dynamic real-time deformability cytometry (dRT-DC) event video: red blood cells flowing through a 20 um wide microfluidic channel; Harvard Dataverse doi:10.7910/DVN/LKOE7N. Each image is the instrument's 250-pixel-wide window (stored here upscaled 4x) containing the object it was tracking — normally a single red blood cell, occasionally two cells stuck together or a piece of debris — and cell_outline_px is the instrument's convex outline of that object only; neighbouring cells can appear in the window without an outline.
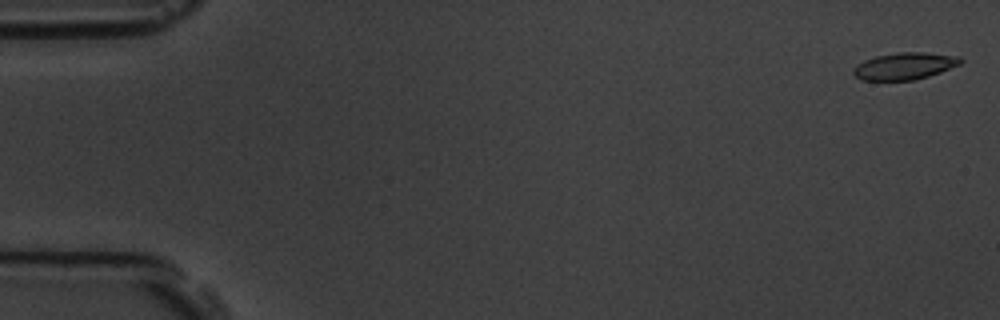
{"species": "common noctule bat (a hibernating species)", "species_latin": "Nyctalus noctula", "temperature_condition": "room temperature", "stored_images_in_passage": 6, "camera_frame_rate_fps": 3000, "um_per_image_px": 0.085, "animal": {"sex": "male", "body_mass_g": 19.5, "forearm_length_mm": 54.6}, "frame": {"image": 1, "passage_image": 1, "time_ms": 0.0, "image_size_px": [1000, 320], "cell_outline_px": [[964, 60], [960, 64], [940, 72], [928, 76], [912, 80], [860, 80], [852, 72], [852, 68], [856, 64], [864, 60], [876, 56], [900, 52], [924, 52], [960, 56]], "centroid_in_image_um": [76.88, 5.61], "position_along_channel_um": 8.1, "area_um2": 16.88}}
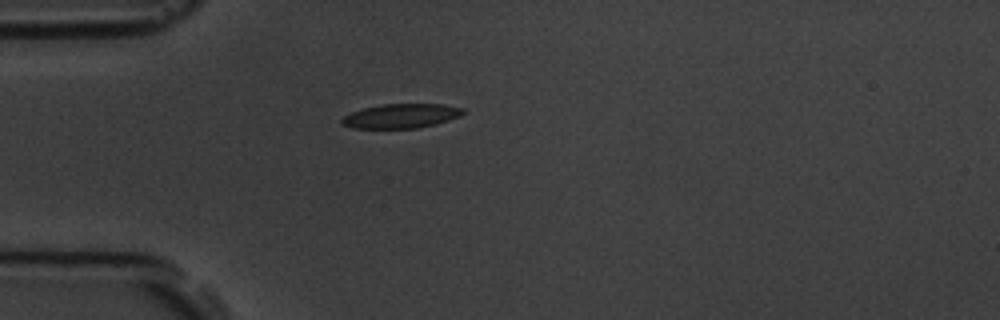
{"frame": {"image": 2, "passage_image": 5, "time_ms": 4.667, "image_size_px": [1000, 320], "cell_outline_px": [[468, 112], [460, 116], [448, 120], [416, 128], [352, 128], [340, 124], [340, 120], [344, 116], [352, 112], [364, 108], [384, 104], [444, 104], [464, 108]], "centroid_in_image_um": [34.1, 9.85], "position_along_channel_um": 50.9, "area_um2": 17.17}}